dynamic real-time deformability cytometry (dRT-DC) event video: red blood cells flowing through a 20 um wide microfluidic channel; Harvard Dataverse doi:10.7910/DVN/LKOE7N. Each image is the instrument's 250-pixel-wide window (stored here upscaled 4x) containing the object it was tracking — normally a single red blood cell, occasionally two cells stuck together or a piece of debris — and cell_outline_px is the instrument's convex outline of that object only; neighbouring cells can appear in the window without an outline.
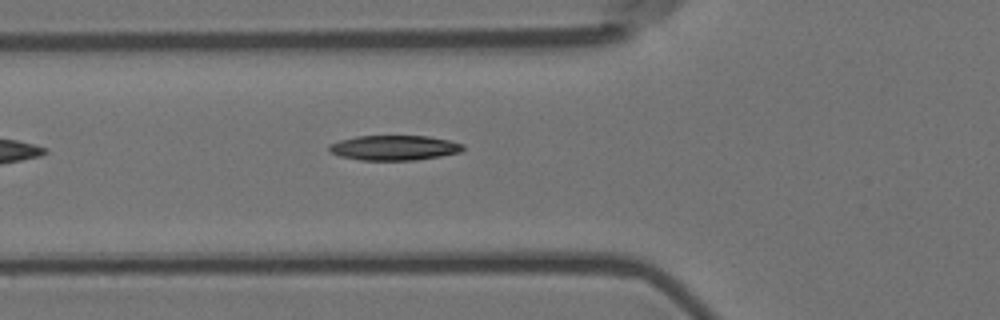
{"species": "Egyptian fruit bat (a non-hibernating species)", "species_latin": "Rousettus aegyptiacus", "temperature_condition": "room temperature", "stored_images_in_passage": 4, "camera_frame_rate_fps": 3000, "um_per_image_px": 0.085, "animal": {"sex": "female"}, "frame": {"image": 1, "passage_image": 4, "time_ms": 1.0, "image_size_px": [1000, 320], "cell_outline_px": [[464, 148], [460, 152], [440, 156], [416, 160], [360, 160], [340, 156], [328, 152], [328, 144], [340, 140], [356, 136], [428, 136], [448, 140], [464, 144]], "centroid_in_image_um": [33.47, 12.56], "position_along_channel_um": 92.3, "area_um2": 19.54}}